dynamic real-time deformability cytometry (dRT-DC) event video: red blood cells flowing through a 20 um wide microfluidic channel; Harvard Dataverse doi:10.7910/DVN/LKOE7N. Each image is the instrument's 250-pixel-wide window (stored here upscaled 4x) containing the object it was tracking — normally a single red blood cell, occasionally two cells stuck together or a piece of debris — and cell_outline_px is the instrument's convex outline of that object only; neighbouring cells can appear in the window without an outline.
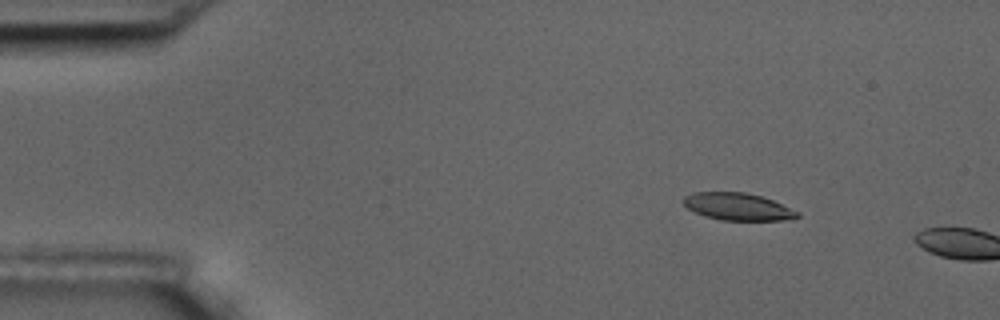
{"species": "common noctule bat (a hibernating species)", "species_latin": "Nyctalus noctula", "temperature_condition": "room temperature", "stored_images_in_passage": 3, "camera_frame_rate_fps": 3000, "um_per_image_px": 0.085, "animal": {"sex": "male", "body_mass_g": 17.5, "forearm_length_mm": 52.3}, "frame": {"image": 1, "passage_image": 2, "time_ms": 1.0, "image_size_px": [1000, 320], "cell_outline_px": [[800, 216], [784, 220], [720, 220], [704, 216], [688, 208], [680, 200], [684, 196], [692, 192], [744, 192], [760, 196], [772, 200], [800, 212]], "centroid_in_image_um": [62.67, 17.56], "position_along_channel_um": 22.3, "area_um2": 18.09}}